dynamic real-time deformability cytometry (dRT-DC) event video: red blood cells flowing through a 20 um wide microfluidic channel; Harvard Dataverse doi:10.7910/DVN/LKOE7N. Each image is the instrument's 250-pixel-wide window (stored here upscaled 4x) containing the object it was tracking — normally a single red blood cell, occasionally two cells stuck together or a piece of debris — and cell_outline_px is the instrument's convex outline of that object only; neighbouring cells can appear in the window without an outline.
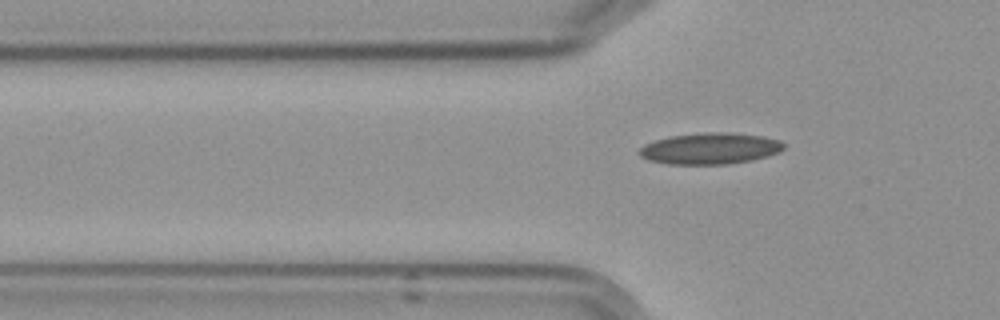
{"species": "Egyptian fruit bat (a non-hibernating species)", "species_latin": "Rousettus aegyptiacus", "temperature_condition": "cold", "stored_images_in_passage": 4, "camera_frame_rate_fps": 3000, "um_per_image_px": 0.085, "frame": {"image": 1, "passage_image": 4, "time_ms": 3.667, "image_size_px": [1000, 320], "cell_outline_px": [[784, 148], [780, 152], [768, 156], [752, 160], [728, 164], [668, 164], [648, 160], [640, 156], [636, 152], [644, 144], [668, 136], [704, 132], [728, 132], [764, 136], [780, 140], [784, 144]], "centroid_in_image_um": [60.35, 12.62], "position_along_channel_um": 65.5, "area_um2": 26.65}}